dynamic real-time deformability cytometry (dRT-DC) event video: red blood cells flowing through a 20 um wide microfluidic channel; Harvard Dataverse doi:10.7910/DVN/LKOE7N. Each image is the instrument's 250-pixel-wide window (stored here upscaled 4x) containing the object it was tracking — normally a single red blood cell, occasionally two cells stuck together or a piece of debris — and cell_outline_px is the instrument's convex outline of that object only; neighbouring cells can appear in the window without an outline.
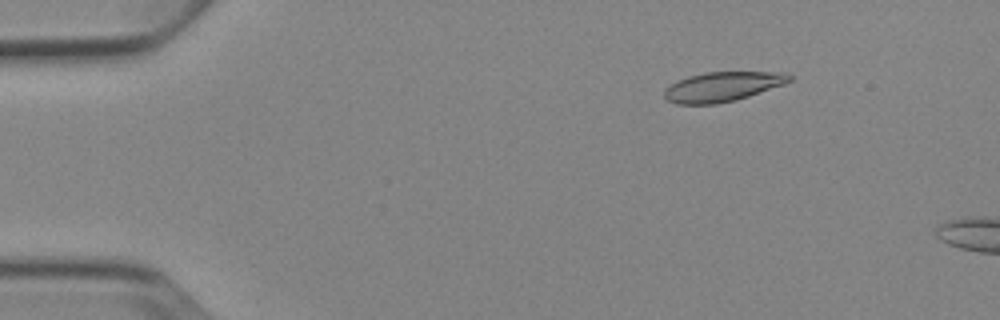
{"species": "Egyptian fruit bat (a non-hibernating species)", "species_latin": "Rousettus aegyptiacus", "temperature_condition": "cold", "stored_images_in_passage": 6, "camera_frame_rate_fps": 3000, "um_per_image_px": 0.085, "animal": {"sex": "female"}, "frame": {"image": 1, "passage_image": 3, "time_ms": 2.333, "image_size_px": [1000, 320], "cell_outline_px": [[792, 80], [784, 84], [736, 100], [716, 104], [676, 104], [668, 100], [664, 96], [664, 88], [676, 80], [688, 76], [704, 72], [788, 72], [792, 76]], "centroid_in_image_um": [61.39, 7.36], "position_along_channel_um": 23.6, "area_um2": 21.73}}